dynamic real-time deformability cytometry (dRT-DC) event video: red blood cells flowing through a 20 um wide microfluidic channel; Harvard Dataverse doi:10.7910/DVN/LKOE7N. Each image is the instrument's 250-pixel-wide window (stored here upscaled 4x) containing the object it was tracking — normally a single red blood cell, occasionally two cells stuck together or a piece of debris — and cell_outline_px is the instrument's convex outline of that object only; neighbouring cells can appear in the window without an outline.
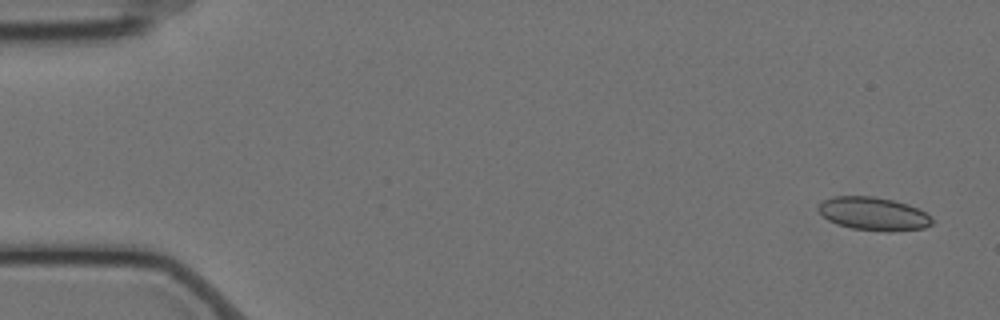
{"species": "Egyptian fruit bat (a non-hibernating species)", "species_latin": "Rousettus aegyptiacus", "temperature_condition": "cold", "stored_images_in_passage": 56, "camera_frame_rate_fps": 3000, "um_per_image_px": 0.085, "animal": {"sex": "female"}, "frame": {"image": 1, "passage_image": 1, "time_ms": 0.0, "image_size_px": [1000, 320], "cell_outline_px": [[932, 224], [924, 228], [888, 232], [852, 228], [836, 224], [828, 220], [816, 208], [824, 200], [832, 196], [872, 196], [892, 200], [908, 204], [932, 216]], "centroid_in_image_um": [74.24, 18.17], "position_along_channel_um": 10.8, "area_um2": 21.96}}
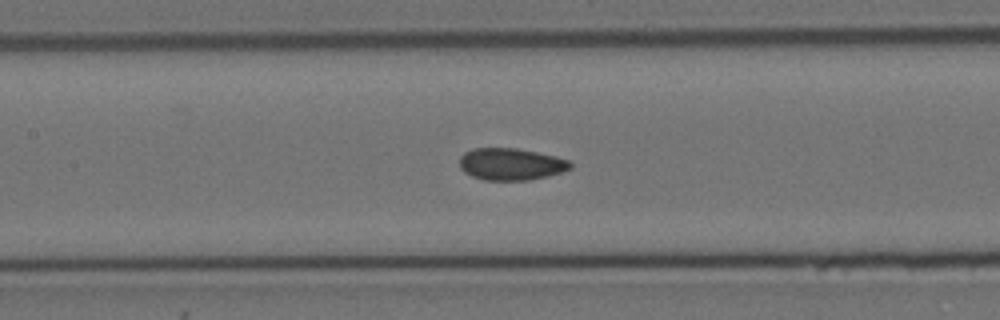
{"frame": {"image": 2, "passage_image": 25, "time_ms": 8.0, "image_size_px": [1000, 320], "cell_outline_px": [[572, 168], [548, 176], [528, 180], [484, 180], [472, 176], [464, 172], [460, 168], [460, 156], [464, 152], [472, 148], [516, 148], [556, 156], [572, 160]], "centroid_in_image_um": [43.44, 13.95], "position_along_channel_um": 164.0, "area_um2": 20.81}}
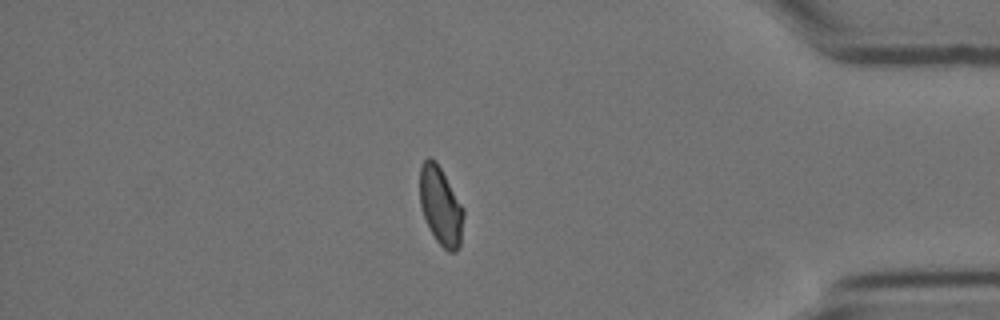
{"frame": {"image": 3, "passage_image": 48, "time_ms": 15.667, "image_size_px": [1000, 320], "cell_outline_px": [[464, 216], [460, 244], [456, 252], [448, 252], [436, 240], [424, 216], [420, 204], [420, 164], [428, 156], [432, 156], [436, 160], [464, 208]], "centroid_in_image_um": [37.46, 17.47], "position_along_channel_um": 397.7, "area_um2": 20.0}}